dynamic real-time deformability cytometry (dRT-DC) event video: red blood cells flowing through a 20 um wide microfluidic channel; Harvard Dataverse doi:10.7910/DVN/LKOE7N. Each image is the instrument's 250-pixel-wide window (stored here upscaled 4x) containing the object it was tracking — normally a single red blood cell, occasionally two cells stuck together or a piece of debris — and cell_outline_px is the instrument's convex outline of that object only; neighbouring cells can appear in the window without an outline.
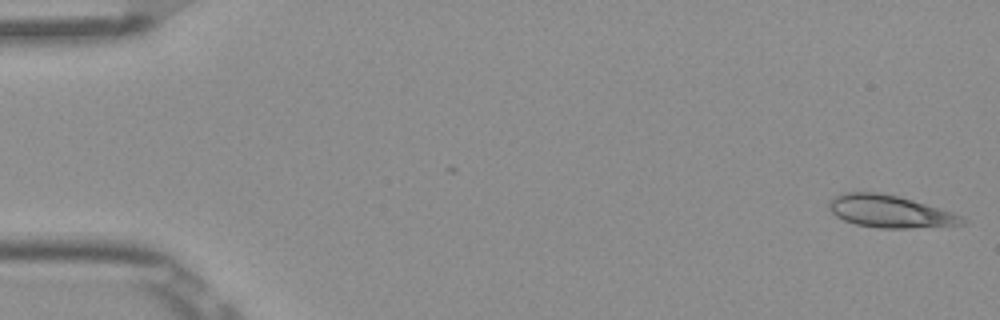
{"species": "Egyptian fruit bat (a non-hibernating species)", "species_latin": "Rousettus aegyptiacus", "temperature_condition": "room temperature", "stored_images_in_passage": 52, "camera_frame_rate_fps": 3000, "um_per_image_px": 0.085, "frame": {"image": 1, "passage_image": 1, "time_ms": 0.0, "image_size_px": [1000, 320], "cell_outline_px": [[968, 220], [964, 224], [908, 228], [880, 228], [856, 224], [844, 220], [836, 216], [828, 208], [828, 200], [832, 196], [844, 192], [876, 192], [896, 196], [912, 200], [952, 212], [964, 216]], "centroid_in_image_um": [75.61, 17.97], "position_along_channel_um": 9.4, "area_um2": 25.03}}
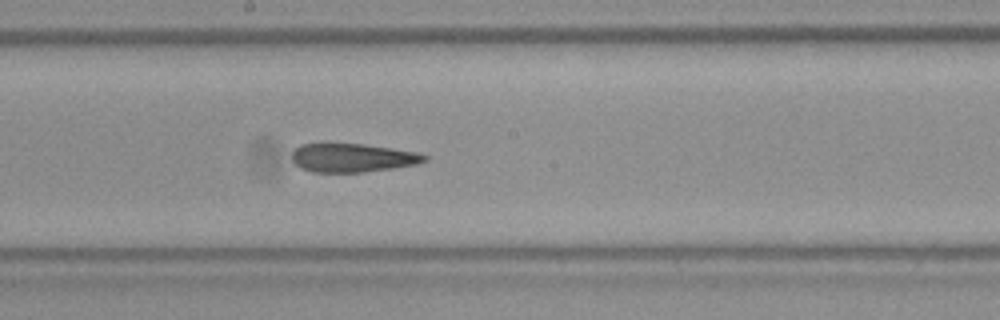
{"frame": {"image": 2, "passage_image": 28, "time_ms": 9.0, "image_size_px": [1000, 320], "cell_outline_px": [[428, 160], [416, 164], [392, 168], [364, 172], [312, 172], [300, 168], [292, 160], [292, 152], [300, 144], [364, 144], [416, 152], [428, 156]], "centroid_in_image_um": [29.95, 13.42], "position_along_channel_um": 218.2, "area_um2": 21.96}}
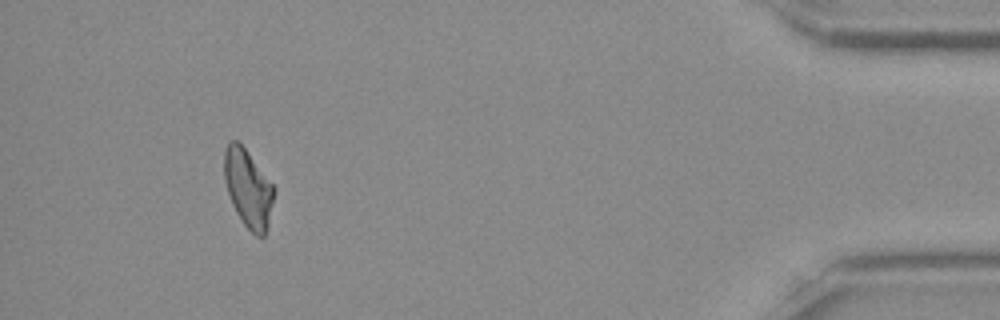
{"frame": {"image": 3, "passage_image": 48, "time_ms": 15.667, "image_size_px": [1000, 320], "cell_outline_px": [[276, 188], [268, 224], [264, 236], [256, 236], [244, 224], [236, 212], [232, 204], [224, 180], [224, 152], [228, 140], [236, 140], [244, 148]], "centroid_in_image_um": [21.08, 16.0], "position_along_channel_um": 414.1, "area_um2": 22.37}, "authors_computed_cell_mechanics": {"area_um2": 23.6402, "velocity_mm_per_s": 3.895, "shape_relaxation_time_tau1_ms": null, "shape_relaxation_time_tau2_ms": 3.2647, "deformation_change_tau1": null, "deformation_change_tau2": 0.114}}